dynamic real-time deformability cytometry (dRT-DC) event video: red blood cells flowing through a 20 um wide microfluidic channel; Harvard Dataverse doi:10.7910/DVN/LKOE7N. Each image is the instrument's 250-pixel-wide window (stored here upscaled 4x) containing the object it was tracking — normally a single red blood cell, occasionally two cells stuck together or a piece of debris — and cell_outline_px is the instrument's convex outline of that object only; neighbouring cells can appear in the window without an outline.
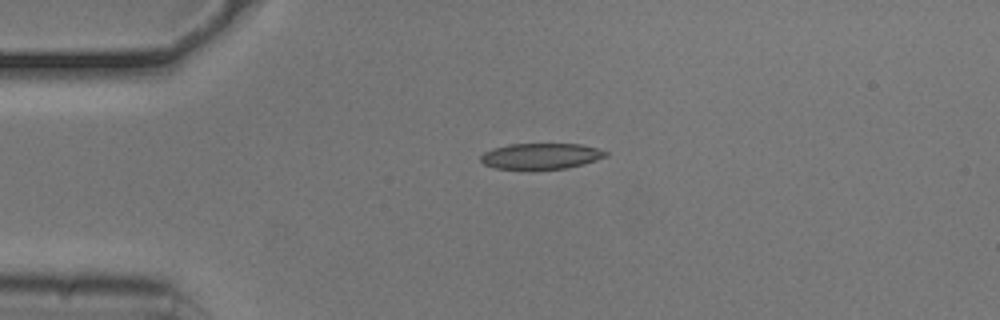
{"species": "common noctule bat (a hibernating species)", "species_latin": "Nyctalus noctula", "temperature_condition": "cold", "stored_images_in_passage": 37, "camera_frame_rate_fps": 3000, "um_per_image_px": 0.085, "animal": {"sex": "male", "body_mass_g": 20.5, "forearm_length_mm": 52.5}, "frame": {"image": 1, "passage_image": 1, "time_ms": 0.0, "image_size_px": [1000, 320], "cell_outline_px": [[608, 156], [584, 164], [568, 168], [496, 168], [484, 164], [480, 160], [480, 156], [484, 152], [492, 148], [508, 144], [580, 144], [596, 148], [608, 152]], "centroid_in_image_um": [45.99, 13.25], "position_along_channel_um": 39.0, "area_um2": 18.61}}
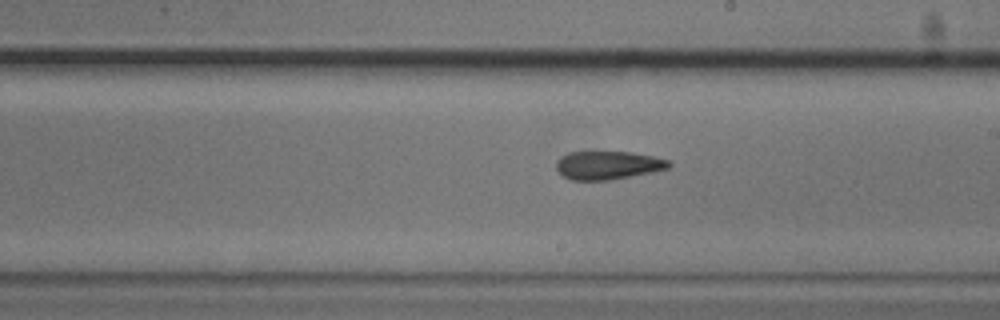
{"frame": {"image": 2, "passage_image": 19, "time_ms": 6.0, "image_size_px": [1000, 320], "cell_outline_px": [[672, 164], [668, 168], [652, 172], [608, 180], [572, 180], [564, 176], [556, 168], [556, 160], [560, 156], [568, 152], [632, 152], [652, 156], [668, 160]], "centroid_in_image_um": [51.65, 14.03], "position_along_channel_um": 237.4, "area_um2": 18.5}}
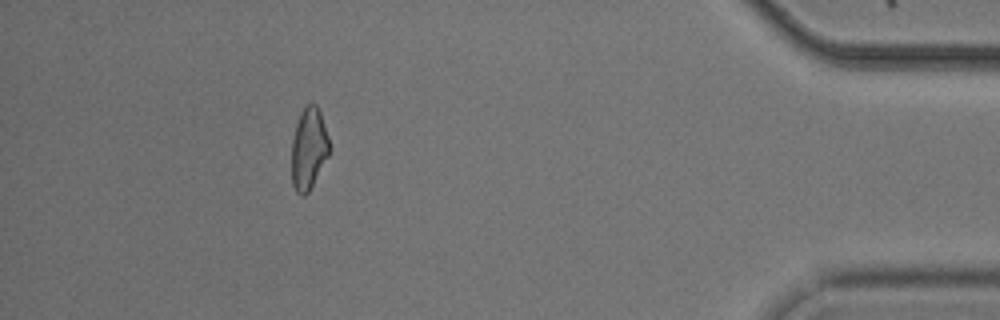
{"frame": {"image": 3, "passage_image": 37, "time_ms": 12.0, "image_size_px": [1000, 320], "cell_outline_px": [[332, 148], [328, 156], [308, 192], [304, 196], [300, 196], [296, 192], [292, 184], [292, 140], [296, 124], [300, 112], [308, 104], [316, 104], [320, 112]], "centroid_in_image_um": [26.25, 12.64], "position_along_channel_um": 409.0, "area_um2": 17.98}, "authors_computed_cell_mechanics": {"area_um2": 19.0162, "velocity_mm_per_s": 3.7582, "shape_relaxation_time_tau1_ms": 6.4158, "shape_relaxation_time_tau2_ms": 4.7616, "deformation_change_tau1": 0.1782, "deformation_change_tau2": 0.1501}}